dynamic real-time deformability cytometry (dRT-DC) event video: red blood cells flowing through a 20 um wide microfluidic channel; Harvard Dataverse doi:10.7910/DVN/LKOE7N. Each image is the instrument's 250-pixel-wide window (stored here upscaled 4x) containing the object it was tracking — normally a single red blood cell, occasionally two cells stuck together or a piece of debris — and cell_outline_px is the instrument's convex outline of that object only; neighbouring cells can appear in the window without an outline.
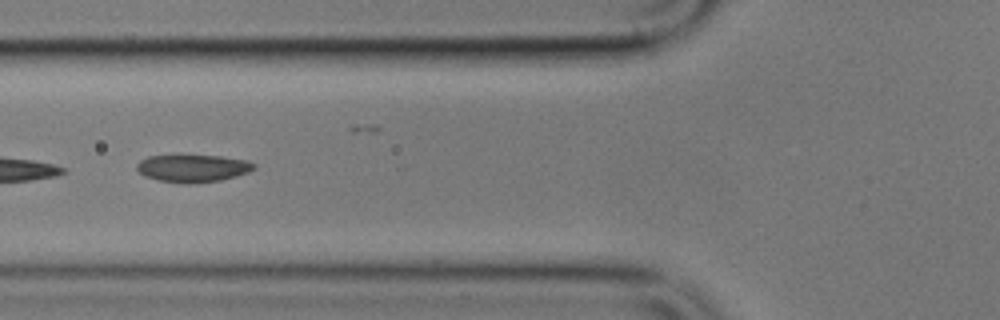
{"species": "common noctule bat (a hibernating species)", "species_latin": "Nyctalus noctula", "temperature_condition": "cold", "stored_images_in_passage": 14, "camera_frame_rate_fps": 3000, "um_per_image_px": 0.085, "animal": {"sex": "male", "body_mass_g": 17.9}, "frame": {"image": 1, "passage_image": 5, "time_ms": 5.667, "image_size_px": [1000, 320], "cell_outline_px": [[256, 168], [248, 172], [236, 176], [220, 180], [188, 184], [160, 180], [144, 176], [136, 168], [136, 164], [140, 160], [148, 156], [220, 156], [248, 160], [256, 164]], "centroid_in_image_um": [16.41, 14.3], "position_along_channel_um": 109.4, "area_um2": 18.61}}